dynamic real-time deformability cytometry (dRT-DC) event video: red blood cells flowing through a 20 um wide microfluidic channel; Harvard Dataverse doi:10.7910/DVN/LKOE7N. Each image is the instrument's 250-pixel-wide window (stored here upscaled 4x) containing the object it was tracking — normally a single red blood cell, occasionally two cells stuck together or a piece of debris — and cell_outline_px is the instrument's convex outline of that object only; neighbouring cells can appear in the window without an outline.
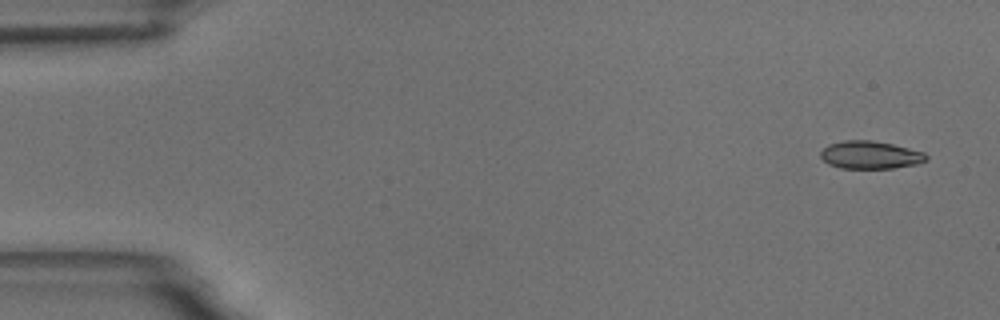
{"species": "common noctule bat (a hibernating species)", "species_latin": "Nyctalus noctula", "temperature_condition": "room temperature", "stored_images_in_passage": 5, "camera_frame_rate_fps": 3000, "um_per_image_px": 0.085, "animal": {"sex": "male", "body_mass_g": 18.8}, "frame": {"image": 1, "passage_image": 1, "time_ms": 0.0, "image_size_px": [1000, 320], "cell_outline_px": [[928, 160], [920, 164], [892, 168], [840, 168], [828, 164], [820, 156], [820, 152], [828, 144], [844, 140], [872, 140], [892, 144], [924, 152], [928, 156]], "centroid_in_image_um": [73.99, 13.17], "position_along_channel_um": 11.0, "area_um2": 17.22}}
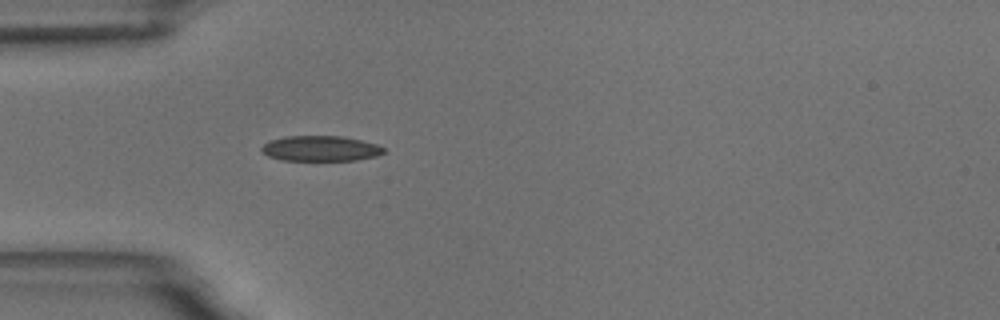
{"frame": {"image": 2, "passage_image": 5, "time_ms": 4.667, "image_size_px": [1000, 320], "cell_outline_px": [[384, 152], [376, 156], [356, 160], [280, 160], [268, 156], [260, 148], [268, 140], [284, 136], [340, 136], [360, 140], [376, 144], [384, 148]], "centroid_in_image_um": [27.2, 12.62], "position_along_channel_um": 57.8, "area_um2": 17.98}}